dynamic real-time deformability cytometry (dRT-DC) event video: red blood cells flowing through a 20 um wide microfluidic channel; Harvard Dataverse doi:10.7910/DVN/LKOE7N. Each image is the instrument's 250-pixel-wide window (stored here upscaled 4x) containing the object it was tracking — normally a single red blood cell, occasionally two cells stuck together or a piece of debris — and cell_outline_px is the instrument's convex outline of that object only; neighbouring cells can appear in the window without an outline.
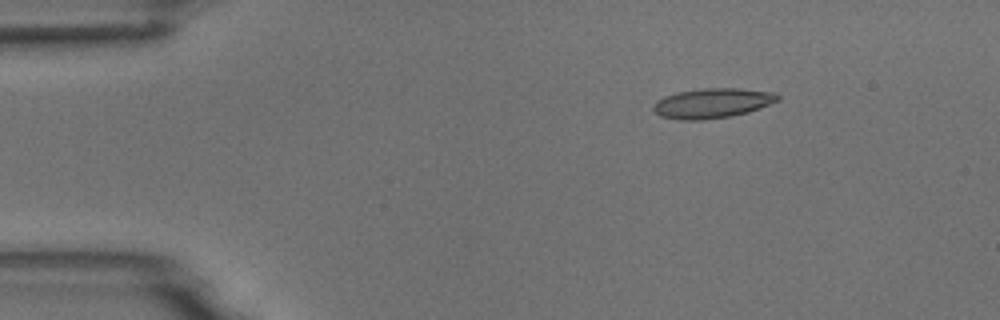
{"species": "common noctule bat (a hibernating species)", "species_latin": "Nyctalus noctula", "temperature_condition": "room temperature", "stored_images_in_passage": 4, "camera_frame_rate_fps": 3000, "um_per_image_px": 0.085, "animal": {"sex": "male", "body_mass_g": 18.8}, "frame": {"image": 1, "passage_image": 2, "time_ms": 2.0, "image_size_px": [1000, 320], "cell_outline_px": [[780, 100], [748, 112], [732, 116], [704, 120], [680, 120], [660, 116], [652, 108], [656, 100], [664, 96], [676, 92], [704, 88], [740, 88], [776, 92], [780, 96]], "centroid_in_image_um": [60.56, 8.76], "position_along_channel_um": 24.4, "area_um2": 21.85}}